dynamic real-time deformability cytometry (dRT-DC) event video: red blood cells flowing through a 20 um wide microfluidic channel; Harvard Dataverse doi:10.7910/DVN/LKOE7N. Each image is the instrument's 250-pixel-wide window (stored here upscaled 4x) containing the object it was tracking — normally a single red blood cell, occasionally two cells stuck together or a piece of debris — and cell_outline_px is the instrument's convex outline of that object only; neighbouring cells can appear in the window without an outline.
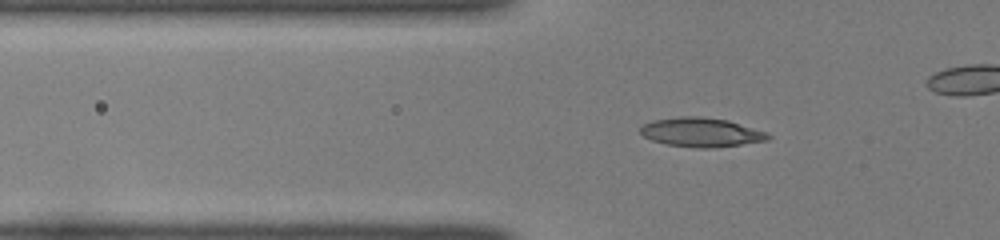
{"species": "common noctule bat (a hibernating species)", "species_latin": "Nyctalus noctula", "temperature_condition": "room temperature", "stored_images_in_passage": 48, "camera_frame_rate_fps": 3000, "um_per_image_px": 0.085, "animal": {"sex": "female", "body_mass_g": 22.0, "forearm_length_mm": 56.7}, "frame": {"image": 1, "passage_image": 21, "time_ms": 6.667, "image_size_px": [1000, 240], "cell_outline_px": [[772, 136], [768, 140], [712, 148], [696, 148], [668, 144], [652, 140], [644, 136], [640, 132], [640, 128], [644, 124], [652, 120], [680, 116], [700, 116], [728, 120], [768, 132]], "centroid_in_image_um": [59.62, 11.23], "position_along_channel_um": 66.2, "area_um2": 21.68}}
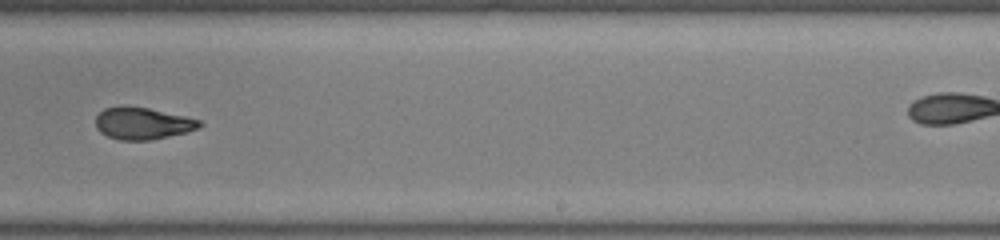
{"frame": {"image": 2, "passage_image": 37, "time_ms": 12.0, "image_size_px": [1000, 240], "cell_outline_px": [[204, 124], [200, 128], [188, 132], [152, 140], [120, 140], [108, 136], [100, 132], [96, 128], [96, 116], [104, 108], [120, 104], [124, 104], [148, 108], [184, 116], [200, 120]], "centroid_in_image_um": [12.11, 10.47], "position_along_channel_um": 276.9, "area_um2": 19.71}}
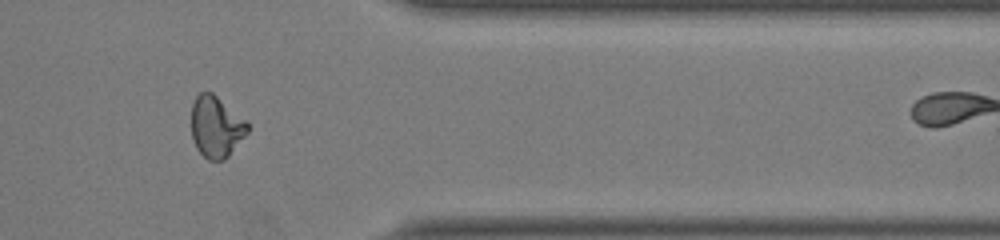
{"frame": {"image": 3, "passage_image": 46, "time_ms": 15.0, "image_size_px": [1000, 240], "cell_outline_px": [[248, 132], [228, 156], [224, 160], [208, 160], [196, 148], [192, 136], [192, 104], [196, 96], [200, 92], [212, 92], [244, 120], [248, 124]], "centroid_in_image_um": [18.35, 10.79], "position_along_channel_um": 393.1, "area_um2": 19.71}}